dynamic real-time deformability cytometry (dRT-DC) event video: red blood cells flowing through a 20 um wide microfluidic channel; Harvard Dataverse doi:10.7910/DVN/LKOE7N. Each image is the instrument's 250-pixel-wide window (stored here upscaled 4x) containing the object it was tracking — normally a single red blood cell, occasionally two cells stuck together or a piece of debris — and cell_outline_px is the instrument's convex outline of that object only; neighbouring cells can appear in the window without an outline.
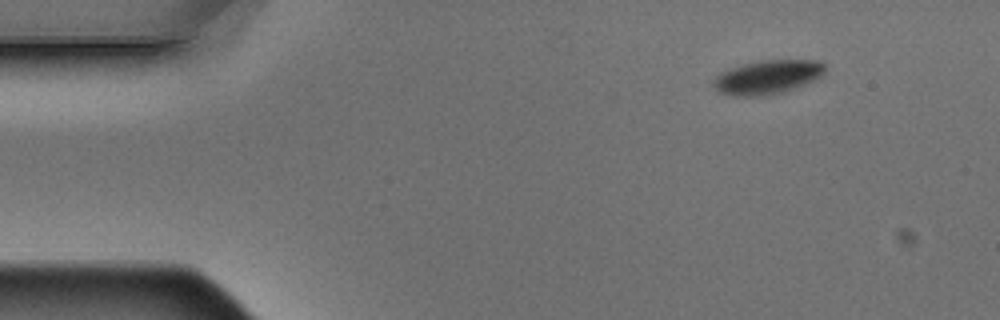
{"species": "Egyptian fruit bat (a non-hibernating species)", "species_latin": "Rousettus aegyptiacus", "temperature_condition": "warm", "stored_images_in_passage": 5, "camera_frame_rate_fps": 3000, "um_per_image_px": 0.085, "animal": {"sex": "male"}, "frame": {"image": 1, "passage_image": 1, "time_ms": 0.0, "image_size_px": [1000, 320], "cell_outline_px": [[824, 72], [816, 80], [796, 88], [784, 92], [768, 96], [732, 96], [720, 92], [712, 84], [716, 76], [720, 72], [744, 64], [764, 60], [816, 60], [824, 64]], "centroid_in_image_um": [65.25, 6.57], "position_along_channel_um": 19.7, "area_um2": 22.08}}
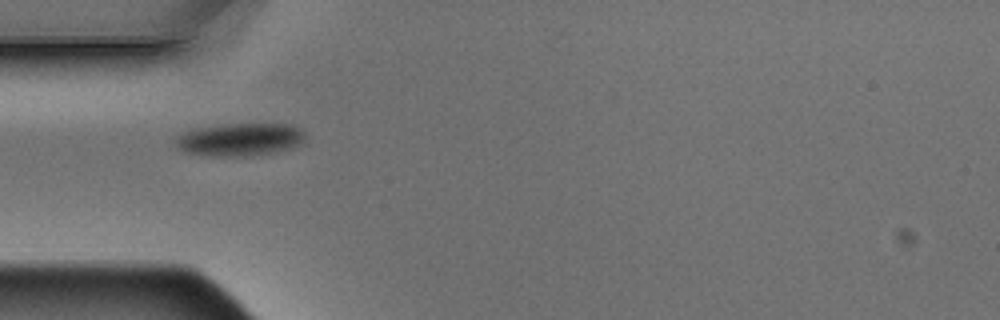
{"frame": {"image": 2, "passage_image": 4, "time_ms": 1.0, "image_size_px": [1000, 320], "cell_outline_px": [[304, 140], [300, 144], [276, 152], [248, 156], [212, 156], [184, 152], [176, 144], [176, 136], [184, 132], [196, 128], [224, 124], [292, 124], [300, 128], [304, 132]], "centroid_in_image_um": [20.4, 11.85], "position_along_channel_um": 64.6, "area_um2": 24.74}}
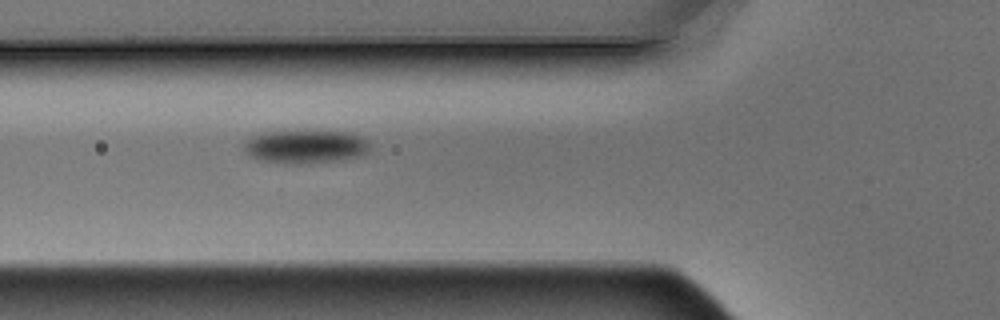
{"frame": {"image": 3, "passage_image": 5, "time_ms": 1.333, "image_size_px": [1000, 320], "cell_outline_px": [[368, 152], [356, 156], [332, 160], [296, 164], [260, 160], [252, 156], [244, 148], [244, 144], [252, 136], [264, 132], [352, 132], [368, 140]], "centroid_in_image_um": [25.97, 12.45], "position_along_channel_um": 99.8, "area_um2": 23.58}}